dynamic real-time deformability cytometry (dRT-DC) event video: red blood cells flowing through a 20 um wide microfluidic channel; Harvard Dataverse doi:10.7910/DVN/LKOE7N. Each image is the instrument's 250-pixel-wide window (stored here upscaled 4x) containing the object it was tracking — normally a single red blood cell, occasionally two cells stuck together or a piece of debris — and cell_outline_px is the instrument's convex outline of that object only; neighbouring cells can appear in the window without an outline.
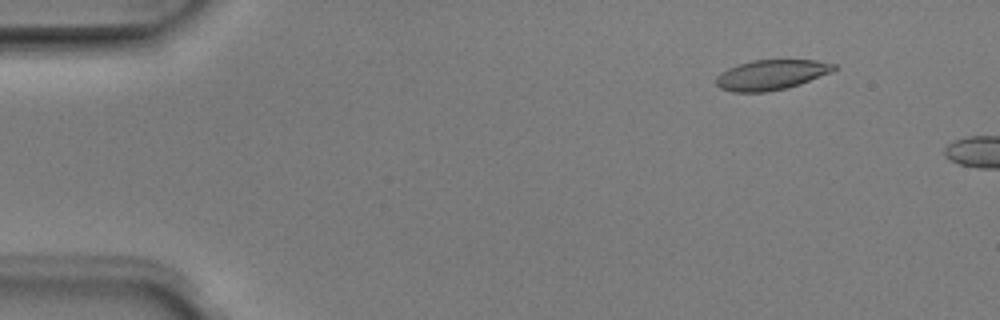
{"species": "Egyptian fruit bat (a non-hibernating species)", "species_latin": "Rousettus aegyptiacus", "temperature_condition": "room temperature", "stored_images_in_passage": 3, "camera_frame_rate_fps": 3000, "um_per_image_px": 0.085, "animal": {"sex": "male"}, "frame": {"image": 1, "passage_image": 1, "time_ms": 0.0, "image_size_px": [1000, 320], "cell_outline_px": [[836, 68], [832, 72], [800, 84], [788, 88], [764, 92], [732, 92], [720, 88], [716, 84], [716, 76], [720, 72], [728, 68], [752, 60], [816, 60], [836, 64]], "centroid_in_image_um": [65.55, 6.36], "position_along_channel_um": 19.4, "area_um2": 20.69}}